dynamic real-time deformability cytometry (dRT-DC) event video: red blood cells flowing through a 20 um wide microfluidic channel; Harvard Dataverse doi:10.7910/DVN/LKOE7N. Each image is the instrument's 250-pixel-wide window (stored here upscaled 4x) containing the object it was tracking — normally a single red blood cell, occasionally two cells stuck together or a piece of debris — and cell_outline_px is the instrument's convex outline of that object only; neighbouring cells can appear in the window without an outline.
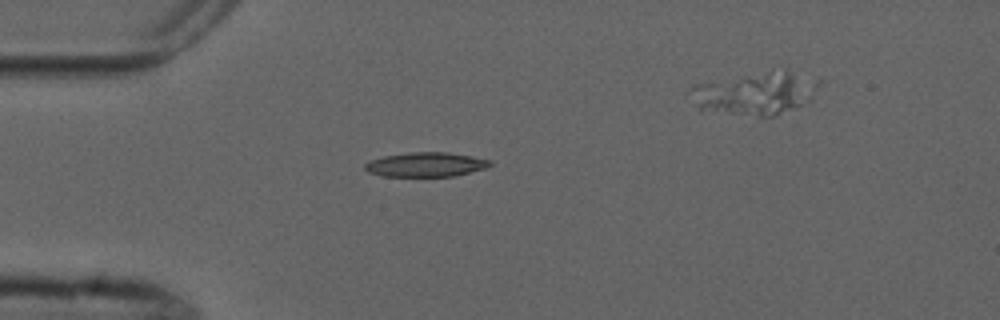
{"species": "common noctule bat (a hibernating species)", "species_latin": "Nyctalus noctula", "temperature_condition": "cold", "stored_images_in_passage": 7, "camera_frame_rate_fps": 3000, "um_per_image_px": 0.085, "animal": {"sex": "male", "forearm_length_mm": 52.5}, "frame": {"image": 1, "passage_image": 7, "time_ms": 7.667, "image_size_px": [1000, 320], "cell_outline_px": [[492, 164], [488, 168], [456, 176], [380, 176], [368, 172], [364, 168], [364, 164], [372, 160], [384, 156], [408, 152], [448, 152], [492, 160]], "centroid_in_image_um": [36.23, 13.99], "position_along_channel_um": 48.8, "area_um2": 17.92}}